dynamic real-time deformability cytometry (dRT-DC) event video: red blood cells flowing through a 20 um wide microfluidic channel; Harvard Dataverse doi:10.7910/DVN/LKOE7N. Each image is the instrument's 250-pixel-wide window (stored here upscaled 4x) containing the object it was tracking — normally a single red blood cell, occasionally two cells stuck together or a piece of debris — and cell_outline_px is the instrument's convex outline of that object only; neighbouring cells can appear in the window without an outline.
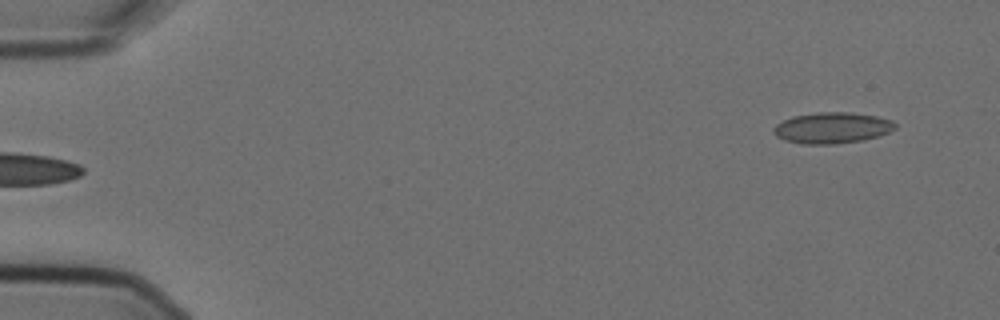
{"species": "Egyptian fruit bat (a non-hibernating species)", "species_latin": "Rousettus aegyptiacus", "temperature_condition": "cold", "stored_images_in_passage": 5, "segment_of_instrument_passage": [2, 2], "camera_frame_rate_fps": 3000, "um_per_image_px": 0.085, "animal": {"sex": "female"}, "frame": {"image": 1, "passage_image": 5, "time_ms": 1.333, "image_size_px": [1000, 320], "cell_outline_px": [[896, 128], [880, 136], [864, 140], [832, 144], [800, 144], [784, 140], [776, 136], [772, 132], [772, 128], [776, 124], [792, 116], [816, 112], [848, 112], [876, 116], [892, 120], [896, 124]], "centroid_in_image_um": [70.71, 10.87], "position_along_channel_um": 14.3, "area_um2": 22.2}}